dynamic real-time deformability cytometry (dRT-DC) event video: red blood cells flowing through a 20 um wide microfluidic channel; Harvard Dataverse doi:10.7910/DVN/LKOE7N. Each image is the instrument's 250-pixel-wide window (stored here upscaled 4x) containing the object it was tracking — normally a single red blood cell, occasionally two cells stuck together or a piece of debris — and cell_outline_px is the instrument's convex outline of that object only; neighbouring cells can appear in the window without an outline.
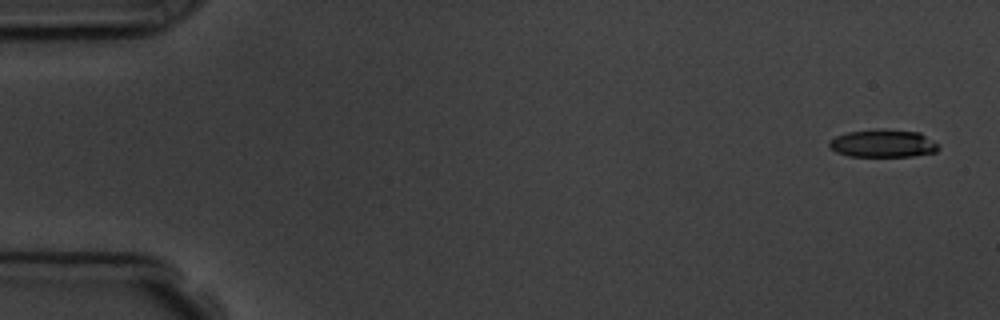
{"species": "common noctule bat (a hibernating species)", "species_latin": "Nyctalus noctula", "temperature_condition": "room temperature", "stored_images_in_passage": 3, "camera_frame_rate_fps": 3000, "um_per_image_px": 0.085, "animal": {"sex": "male", "body_mass_g": 19.5, "forearm_length_mm": 54.6}, "frame": {"image": 1, "passage_image": 1, "time_ms": 0.0, "image_size_px": [1000, 320], "cell_outline_px": [[940, 148], [936, 152], [912, 156], [848, 156], [836, 152], [828, 144], [836, 136], [848, 132], [884, 128], [920, 132], [940, 144]], "centroid_in_image_um": [75.12, 12.18], "position_along_channel_um": 9.9, "area_um2": 17.8}}